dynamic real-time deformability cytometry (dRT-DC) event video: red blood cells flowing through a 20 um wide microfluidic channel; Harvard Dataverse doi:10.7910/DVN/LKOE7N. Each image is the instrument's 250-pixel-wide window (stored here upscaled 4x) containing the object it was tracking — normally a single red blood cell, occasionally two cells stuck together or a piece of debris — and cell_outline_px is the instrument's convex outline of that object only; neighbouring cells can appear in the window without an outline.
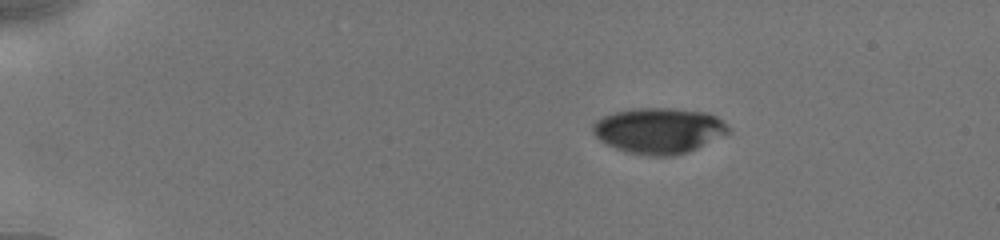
{"species": "human", "species_latin": "Homo sapiens", "temperature_condition": "cold", "stored_images_in_passage": 4, "camera_frame_rate_fps": 3000, "um_per_image_px": 0.085, "donor": {"sex": "male"}, "frame": {"image": 1, "passage_image": 1, "time_ms": 0.0, "image_size_px": [1000, 240], "cell_outline_px": [[732, 132], [688, 152], [676, 156], [648, 156], [628, 152], [616, 148], [600, 140], [592, 132], [592, 124], [596, 120], [604, 116], [616, 112], [632, 108], [668, 108], [708, 112], [716, 116]], "centroid_in_image_um": [56.01, 11.1], "position_along_channel_um": 29.0, "area_um2": 36.07}}
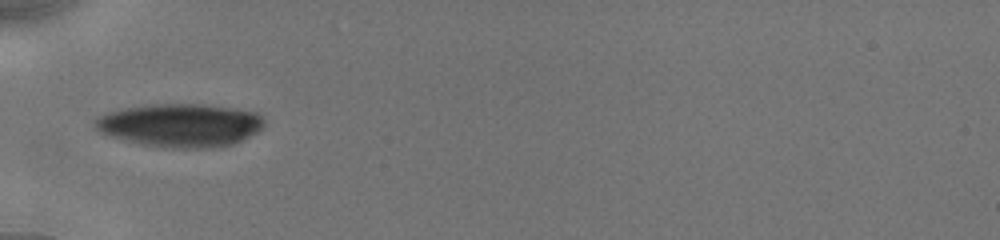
{"frame": {"image": 2, "passage_image": 4, "time_ms": 3.333, "image_size_px": [1000, 240], "cell_outline_px": [[264, 124], [256, 132], [232, 144], [204, 148], [180, 148], [140, 144], [108, 136], [100, 132], [96, 128], [96, 120], [100, 116], [108, 112], [124, 108], [156, 104], [204, 104], [232, 108], [256, 112], [264, 116]], "centroid_in_image_um": [15.33, 10.63], "position_along_channel_um": 69.7, "area_um2": 42.19}}